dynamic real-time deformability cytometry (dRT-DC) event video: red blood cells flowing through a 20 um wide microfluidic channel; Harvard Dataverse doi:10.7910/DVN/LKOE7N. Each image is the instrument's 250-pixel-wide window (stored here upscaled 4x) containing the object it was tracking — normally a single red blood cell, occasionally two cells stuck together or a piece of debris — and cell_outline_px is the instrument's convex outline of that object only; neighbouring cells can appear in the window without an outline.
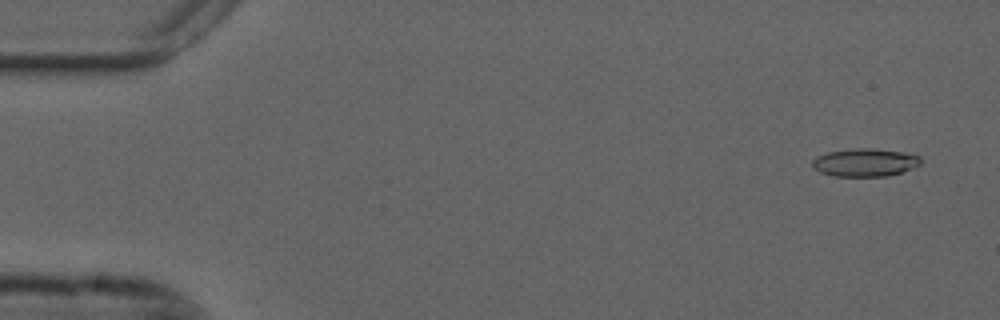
{"species": "common noctule bat (a hibernating species)", "species_latin": "Nyctalus noctula", "temperature_condition": "cold", "stored_images_in_passage": 55, "camera_frame_rate_fps": 3000, "um_per_image_px": 0.085, "animal": {"sex": "male", "forearm_length_mm": 52.5}, "frame": {"image": 1, "passage_image": 3, "time_ms": 0.667, "image_size_px": [1000, 320], "cell_outline_px": [[920, 164], [912, 168], [900, 172], [884, 176], [832, 176], [820, 172], [812, 164], [812, 160], [816, 156], [828, 152], [856, 148], [872, 148], [904, 152], [920, 156]], "centroid_in_image_um": [73.51, 13.8], "position_along_channel_um": 11.5, "area_um2": 17.51}}
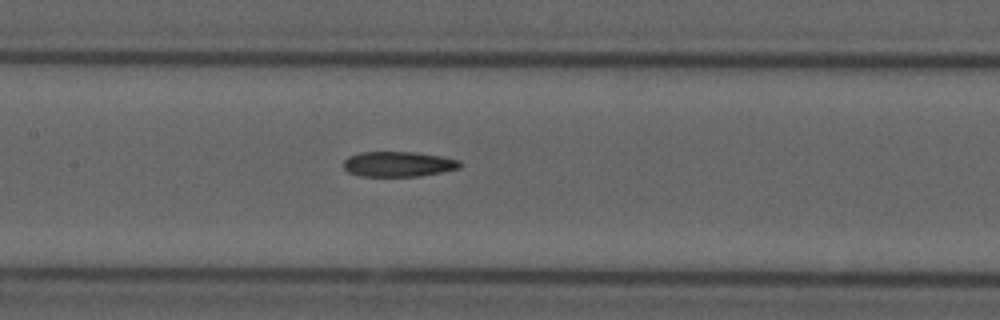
{"frame": {"image": 2, "passage_image": 26, "time_ms": 8.333, "image_size_px": [1000, 320], "cell_outline_px": [[460, 168], [420, 176], [360, 176], [348, 172], [344, 168], [344, 160], [348, 156], [360, 152], [412, 152], [440, 156], [460, 160]], "centroid_in_image_um": [33.82, 13.95], "position_along_channel_um": 173.6, "area_um2": 16.99}}
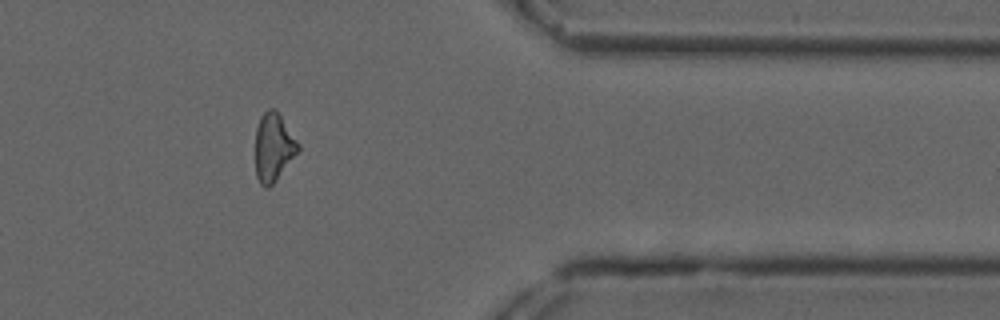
{"frame": {"image": 3, "passage_image": 45, "time_ms": 14.667, "image_size_px": [1000, 320], "cell_outline_px": [[300, 152], [276, 180], [268, 188], [264, 188], [260, 184], [256, 176], [256, 128], [260, 116], [268, 108], [276, 108], [300, 144]], "centroid_in_image_um": [23.27, 12.51], "position_along_channel_um": 388.1, "area_um2": 17.34}, "authors_computed_cell_mechanics": {"area_um2": 17.629, "velocity_mm_per_s": 3.7066, "shape_relaxation_time_tau1_ms": null, "shape_relaxation_time_tau2_ms": 3.8641, "deformation_change_tau1": null, "deformation_change_tau2": 0.1139}}